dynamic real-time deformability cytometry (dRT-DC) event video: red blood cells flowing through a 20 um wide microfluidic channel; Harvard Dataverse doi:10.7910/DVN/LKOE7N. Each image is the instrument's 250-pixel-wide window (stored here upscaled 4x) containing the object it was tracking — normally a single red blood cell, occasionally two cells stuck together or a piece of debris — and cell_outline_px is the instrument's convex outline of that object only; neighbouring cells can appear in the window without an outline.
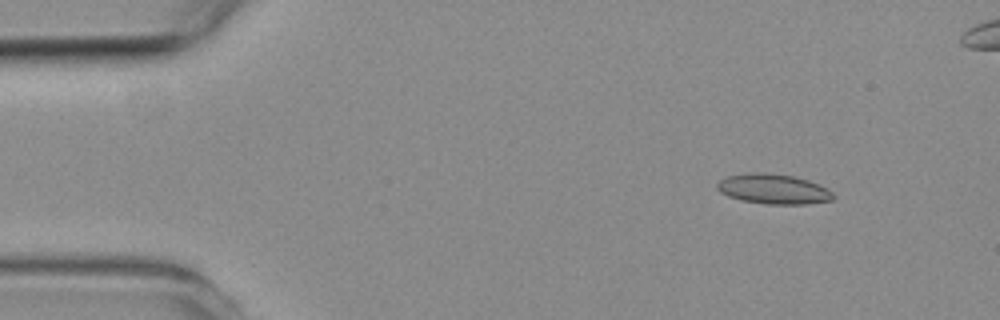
{"species": "common noctule bat (a hibernating species)", "species_latin": "Nyctalus noctula", "temperature_condition": "room temperature", "stored_images_in_passage": 4, "camera_frame_rate_fps": 3000, "um_per_image_px": 0.085, "animal": {"sex": "female", "body_mass_g": 19.3, "forearm_length_mm": 54.1}, "frame": {"image": 1, "passage_image": 4, "time_ms": 4.667, "image_size_px": [1000, 320], "cell_outline_px": [[836, 196], [832, 200], [808, 204], [768, 204], [740, 200], [728, 196], [720, 192], [716, 188], [716, 184], [720, 180], [728, 176], [752, 172], [764, 172], [796, 176], [820, 184], [828, 188]], "centroid_in_image_um": [65.77, 16.06], "position_along_channel_um": 19.2, "area_um2": 20.52}}